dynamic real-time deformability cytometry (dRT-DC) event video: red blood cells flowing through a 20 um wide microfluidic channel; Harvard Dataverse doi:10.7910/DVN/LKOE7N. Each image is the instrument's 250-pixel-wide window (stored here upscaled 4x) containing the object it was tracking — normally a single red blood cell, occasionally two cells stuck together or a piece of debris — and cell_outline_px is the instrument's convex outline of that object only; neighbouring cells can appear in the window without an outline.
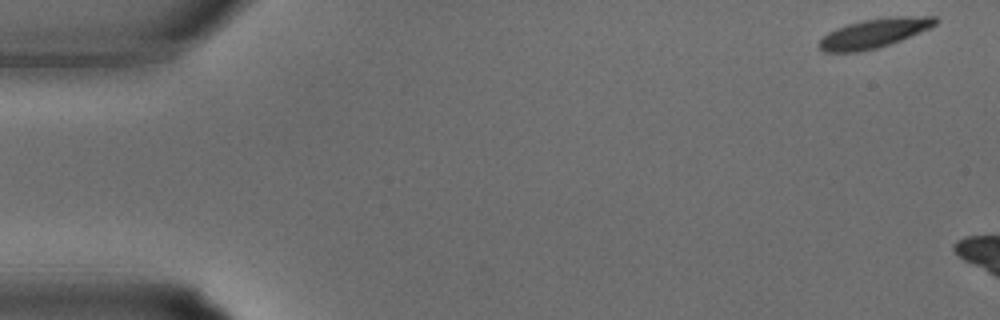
{"species": "common noctule bat (a hibernating species)", "species_latin": "Nyctalus noctula", "temperature_condition": "warm", "stored_images_in_passage": 4, "camera_frame_rate_fps": 3000, "um_per_image_px": 0.085, "animal": {"sex": "male", "body_mass_g": 15.6}, "frame": {"image": 1, "passage_image": 1, "time_ms": 0.0, "image_size_px": [1000, 320], "cell_outline_px": [[940, 20], [932, 28], [900, 40], [876, 48], [860, 52], [824, 52], [816, 44], [828, 32], [836, 28], [848, 24], [864, 20], [888, 16], [936, 16]], "centroid_in_image_um": [74.33, 2.81], "position_along_channel_um": 10.7, "area_um2": 19.94}}